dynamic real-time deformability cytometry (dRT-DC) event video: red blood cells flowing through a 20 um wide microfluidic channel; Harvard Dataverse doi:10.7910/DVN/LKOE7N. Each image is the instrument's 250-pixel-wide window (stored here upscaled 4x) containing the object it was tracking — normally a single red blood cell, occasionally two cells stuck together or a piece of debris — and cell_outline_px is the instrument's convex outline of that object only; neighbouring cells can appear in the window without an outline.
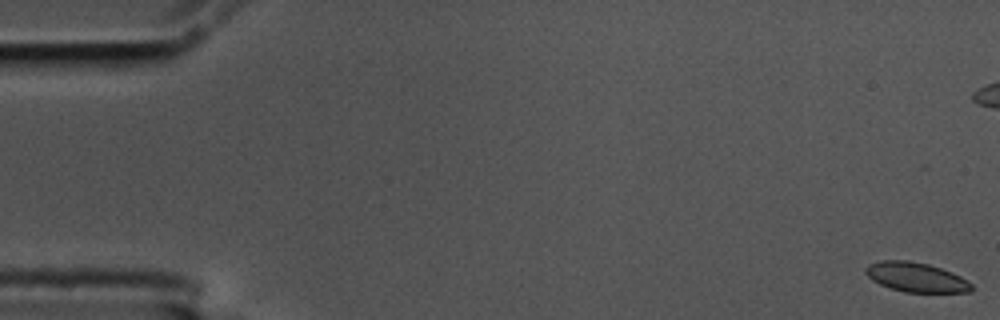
{"species": "common noctule bat (a hibernating species)", "species_latin": "Nyctalus noctula", "temperature_condition": "cold", "stored_images_in_passage": 58, "camera_frame_rate_fps": 3000, "um_per_image_px": 0.085, "animal": {"sex": "male", "body_mass_g": 17.5, "forearm_length_mm": 52.3}, "frame": {"image": 1, "passage_image": 1, "time_ms": 0.0, "image_size_px": [1000, 320], "cell_outline_px": [[972, 288], [968, 292], [904, 292], [880, 284], [872, 280], [864, 272], [864, 268], [868, 264], [880, 260], [908, 260], [928, 264], [952, 272], [968, 280], [972, 284]], "centroid_in_image_um": [77.84, 23.55], "position_along_channel_um": 7.2, "area_um2": 18.21}}
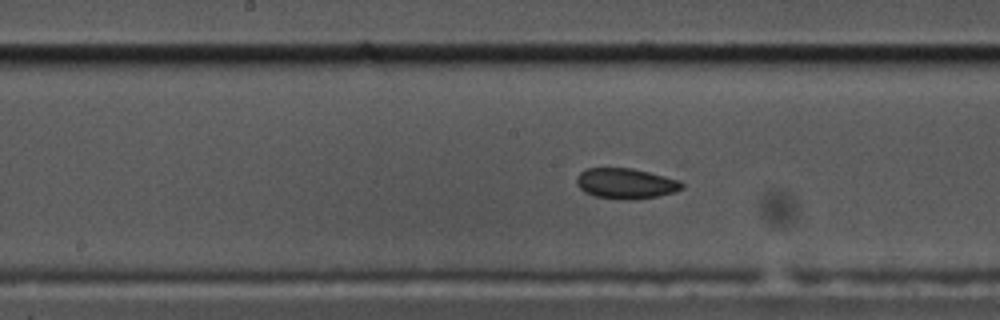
{"frame": {"image": 2, "passage_image": 29, "time_ms": 9.333, "image_size_px": [1000, 320], "cell_outline_px": [[684, 188], [676, 192], [656, 196], [628, 200], [596, 196], [584, 192], [576, 184], [576, 176], [580, 172], [588, 168], [632, 168], [680, 180], [684, 184]], "centroid_in_image_um": [53.19, 15.59], "position_along_channel_um": 195.0, "area_um2": 18.67}}
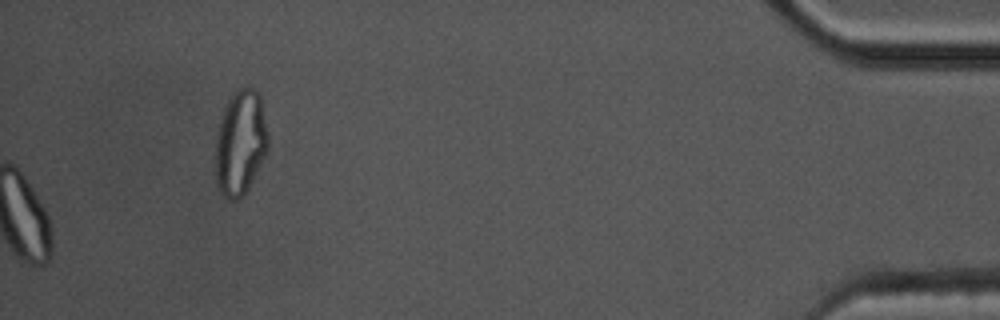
{"frame": {"image": 3, "passage_image": 58, "time_ms": 19.0, "image_size_px": [1000, 320], "cell_outline_px": [[268, 152], [244, 196], [236, 200], [228, 200], [220, 192], [216, 180], [216, 136], [220, 116], [232, 92], [236, 88], [252, 84], [260, 92], [268, 136]], "centroid_in_image_um": [20.45, 12.08], "position_along_channel_um": 414.8, "area_um2": 33.0}, "authors_computed_cell_mechanics": {"area_um2": 18.9295, "velocity_mm_per_s": 3.5472, "shape_relaxation_time_tau1_ms": null, "shape_relaxation_time_tau2_ms": 3.7587, "deformation_change_tau1": null, "deformation_change_tau2": 0.0754}}